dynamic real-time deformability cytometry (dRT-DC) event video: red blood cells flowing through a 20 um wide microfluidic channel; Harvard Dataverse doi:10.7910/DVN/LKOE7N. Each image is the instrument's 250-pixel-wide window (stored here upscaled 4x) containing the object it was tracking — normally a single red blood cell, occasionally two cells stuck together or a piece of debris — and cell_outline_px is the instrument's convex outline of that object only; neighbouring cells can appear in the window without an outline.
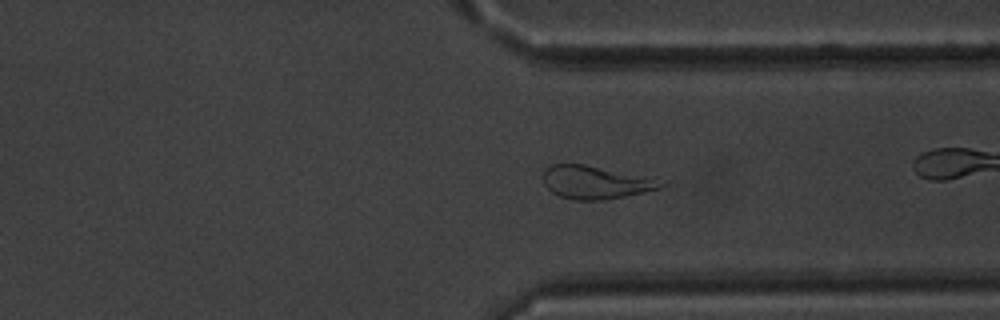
{"species": "common noctule bat (a hibernating species)", "species_latin": "Nyctalus noctula", "temperature_condition": "warm", "stored_images_in_passage": 51, "camera_frame_rate_fps": 3000, "um_per_image_px": 0.085, "animal": {"sex": "male", "body_mass_g": 20.1, "forearm_length_mm": 53.5}, "frame": {"image": 1, "passage_image": 38, "time_ms": 12.333, "image_size_px": [1000, 320], "cell_outline_px": [[664, 184], [660, 188], [644, 192], [604, 200], [572, 200], [556, 196], [544, 184], [544, 172], [552, 164], [584, 164]], "centroid_in_image_um": [50.42, 15.54], "position_along_channel_um": 361.0, "area_um2": 21.39}}
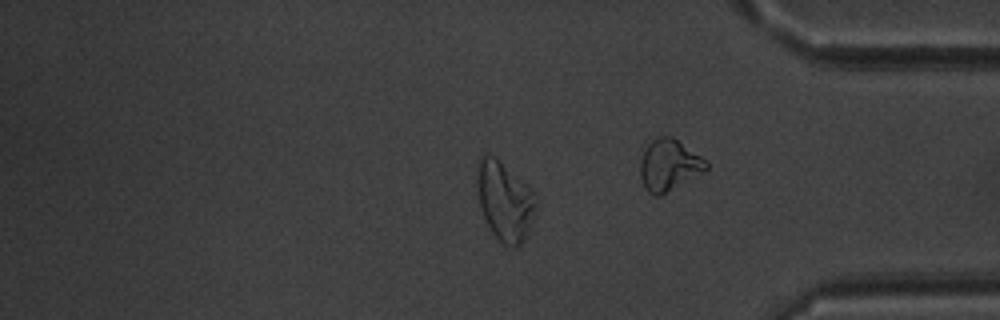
{"frame": {"image": 2, "passage_image": 42, "time_ms": 13.667, "image_size_px": [1000, 320], "cell_outline_px": [[536, 208], [528, 228], [520, 244], [516, 248], [512, 248], [504, 244], [492, 232], [480, 208], [476, 192], [476, 176], [480, 156], [484, 152], [492, 156], [532, 188], [536, 204]], "centroid_in_image_um": [42.86, 17.07], "position_along_channel_um": 392.3, "area_um2": 26.7}}
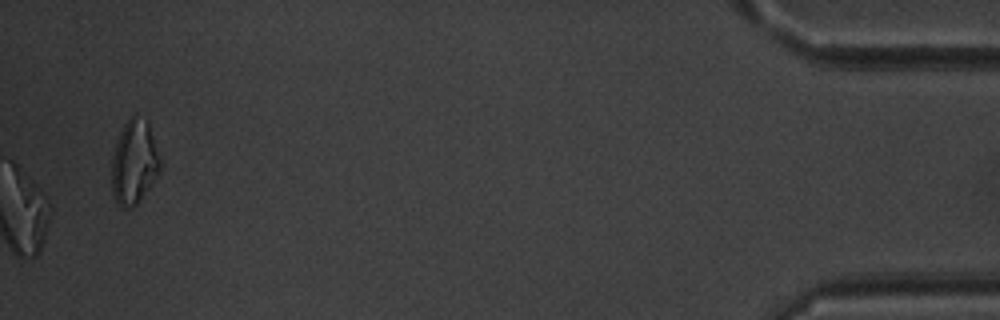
{"frame": {"image": 3, "passage_image": 51, "time_ms": 16.667, "image_size_px": [1000, 320], "cell_outline_px": [[164, 164], [160, 172], [136, 204], [132, 208], [120, 208], [116, 204], [112, 192], [112, 156], [120, 132], [124, 124], [136, 112], [148, 120]], "centroid_in_image_um": [11.44, 13.76], "position_along_channel_um": 423.8, "area_um2": 24.39}, "authors_computed_cell_mechanics": {"area_um2": 25.9522, "velocity_mm_per_s": 3.95, "shape_relaxation_time_tau1_ms": null, "shape_relaxation_time_tau2_ms": 3.5613, "deformation_change_tau1": null, "deformation_change_tau2": 0.1327}}